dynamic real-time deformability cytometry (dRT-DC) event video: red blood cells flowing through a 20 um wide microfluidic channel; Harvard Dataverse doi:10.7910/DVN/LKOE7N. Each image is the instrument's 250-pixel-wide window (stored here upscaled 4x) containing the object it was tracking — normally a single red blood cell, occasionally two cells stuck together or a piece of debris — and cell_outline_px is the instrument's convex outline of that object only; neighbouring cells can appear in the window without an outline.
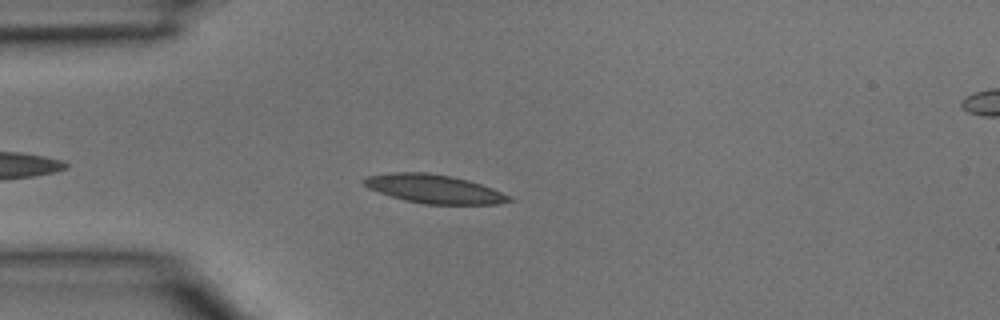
{"species": "common noctule bat (a hibernating species)", "species_latin": "Nyctalus noctula", "temperature_condition": "room temperature", "stored_images_in_passage": 4, "segment_of_instrument_passage": [1, 2], "camera_frame_rate_fps": 3000, "um_per_image_px": 0.085, "animal": {"sex": "male", "body_mass_g": 15.6}, "frame": {"image": 1, "passage_image": 3, "time_ms": 0.667, "image_size_px": [1000, 320], "cell_outline_px": [[516, 200], [500, 204], [424, 204], [404, 200], [368, 188], [360, 180], [368, 176], [392, 172], [428, 172], [452, 176], [468, 180], [492, 188], [512, 196]], "centroid_in_image_um": [36.94, 16.06], "position_along_channel_um": 48.1, "area_um2": 24.33}}